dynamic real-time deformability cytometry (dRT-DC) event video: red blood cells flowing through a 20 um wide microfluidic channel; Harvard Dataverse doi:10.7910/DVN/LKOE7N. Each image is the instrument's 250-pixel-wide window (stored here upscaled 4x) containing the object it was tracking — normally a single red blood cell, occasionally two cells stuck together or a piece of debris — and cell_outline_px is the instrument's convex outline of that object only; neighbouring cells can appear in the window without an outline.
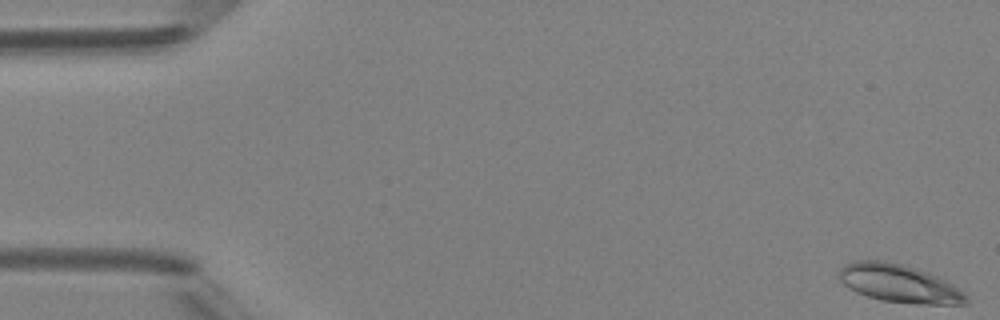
{"species": "Egyptian fruit bat (a non-hibernating species)", "species_latin": "Rousettus aegyptiacus", "temperature_condition": "room temperature", "stored_images_in_passage": 6, "camera_frame_rate_fps": 3000, "um_per_image_px": 0.085, "animal": {"sex": "female"}, "frame": {"image": 1, "passage_image": 1, "time_ms": 0.0, "image_size_px": [1000, 320], "cell_outline_px": [[968, 304], [920, 304], [880, 300], [856, 292], [848, 288], [840, 280], [840, 268], [844, 264], [852, 260], [884, 260], [904, 264], [940, 276], [960, 288], [968, 296]], "centroid_in_image_um": [76.46, 24.08], "position_along_channel_um": 8.5, "area_um2": 28.55}}
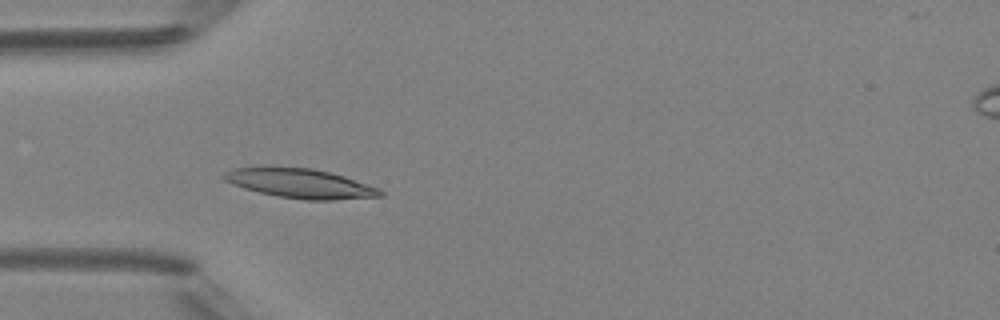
{"frame": {"image": 2, "passage_image": 5, "time_ms": 4.667, "image_size_px": [1000, 320], "cell_outline_px": [[384, 196], [332, 200], [308, 200], [276, 196], [244, 188], [232, 184], [224, 180], [220, 176], [224, 172], [232, 168], [312, 168], [344, 176], [380, 188], [384, 192]], "centroid_in_image_um": [25.55, 15.61], "position_along_channel_um": 59.5, "area_um2": 26.47}}